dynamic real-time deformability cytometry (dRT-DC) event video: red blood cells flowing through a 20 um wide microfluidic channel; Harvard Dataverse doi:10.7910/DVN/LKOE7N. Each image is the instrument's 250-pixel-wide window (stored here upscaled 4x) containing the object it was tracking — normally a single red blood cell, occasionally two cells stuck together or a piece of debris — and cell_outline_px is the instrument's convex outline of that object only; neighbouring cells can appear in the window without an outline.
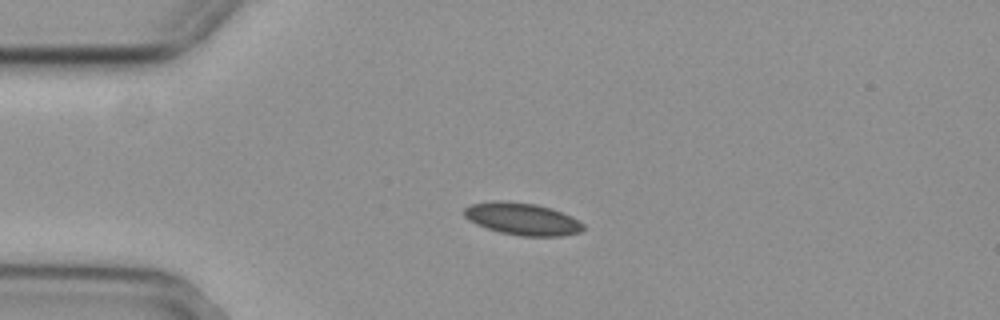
{"species": "common noctule bat (a hibernating species)", "species_latin": "Nyctalus noctula", "temperature_condition": "cold", "stored_images_in_passage": 43, "camera_frame_rate_fps": 3000, "um_per_image_px": 0.085, "animal": {"sex": "female", "body_mass_g": 29.2, "forearm_length_mm": 56.3}, "frame": {"image": 1, "passage_image": 1, "time_ms": 0.0, "image_size_px": [1000, 320], "cell_outline_px": [[584, 228], [580, 232], [564, 236], [520, 236], [500, 232], [476, 224], [468, 220], [464, 216], [464, 208], [472, 204], [492, 200], [504, 200], [536, 204], [552, 208], [572, 216], [584, 224]], "centroid_in_image_um": [44.4, 18.6], "position_along_channel_um": 40.6, "area_um2": 22.54}}
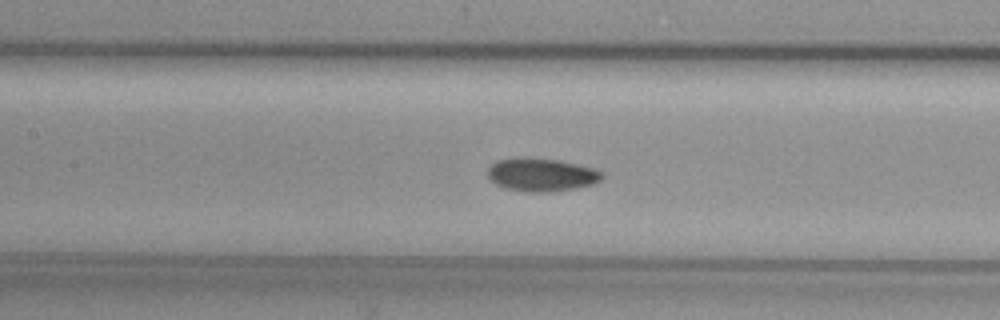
{"frame": {"image": 2, "passage_image": 13, "time_ms": 4.0, "image_size_px": [1000, 320], "cell_outline_px": [[604, 176], [600, 180], [592, 184], [576, 188], [552, 192], [528, 192], [504, 188], [496, 184], [488, 176], [488, 168], [496, 160], [524, 156], [560, 160], [596, 168], [604, 172]], "centroid_in_image_um": [46.04, 14.84], "position_along_channel_um": 161.4, "area_um2": 22.48}}
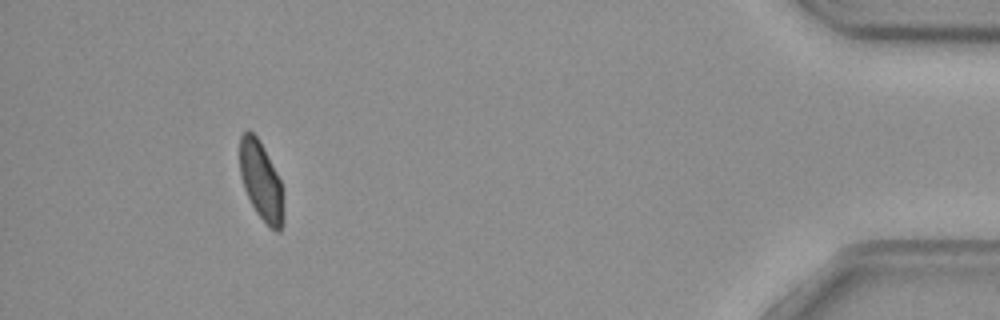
{"frame": {"image": 3, "passage_image": 39, "time_ms": 12.667, "image_size_px": [1000, 320], "cell_outline_px": [[284, 224], [280, 232], [276, 232], [256, 212], [244, 188], [240, 176], [240, 136], [244, 132], [252, 132], [260, 140], [280, 180], [284, 212]], "centroid_in_image_um": [22.2, 15.41], "position_along_channel_um": 413.0, "area_um2": 19.83}, "authors_computed_cell_mechanics": {"area_um2": 21.5594, "velocity_mm_per_s": 3.6872, "shape_relaxation_time_tau1_ms": 4.6185, "shape_relaxation_time_tau2_ms": 3.6943, "deformation_change_tau1": 0.0919, "deformation_change_tau2": 0.0701}}